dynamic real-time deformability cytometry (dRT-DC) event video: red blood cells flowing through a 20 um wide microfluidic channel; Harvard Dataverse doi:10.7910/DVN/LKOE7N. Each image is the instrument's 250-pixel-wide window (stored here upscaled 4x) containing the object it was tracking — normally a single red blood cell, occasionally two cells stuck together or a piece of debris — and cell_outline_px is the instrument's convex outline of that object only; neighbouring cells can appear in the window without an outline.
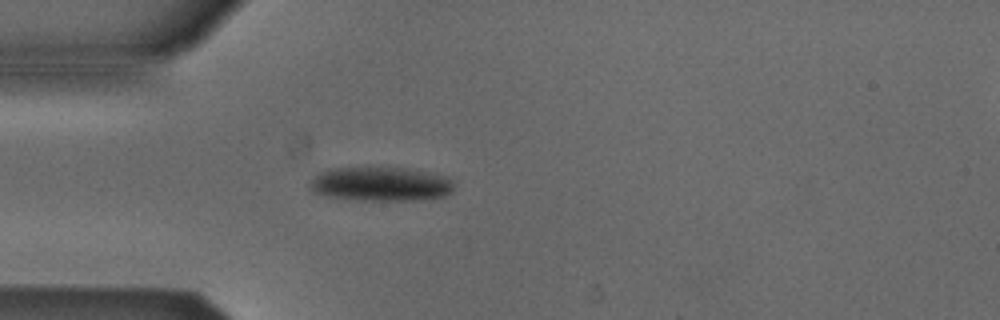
{"species": "Egyptian fruit bat (a non-hibernating species)", "species_latin": "Rousettus aegyptiacus", "temperature_condition": "cold", "stored_images_in_passage": 39, "camera_frame_rate_fps": 3000, "um_per_image_px": 0.085, "animal": {"sex": "male"}, "frame": {"image": 1, "passage_image": 1, "time_ms": 0.0, "image_size_px": [1000, 320], "cell_outline_px": [[452, 192], [444, 196], [424, 200], [356, 200], [324, 196], [312, 192], [308, 188], [308, 184], [312, 176], [328, 168], [408, 168], [448, 176], [452, 180]], "centroid_in_image_um": [32.31, 15.65], "position_along_channel_um": 52.7, "area_um2": 29.13}}
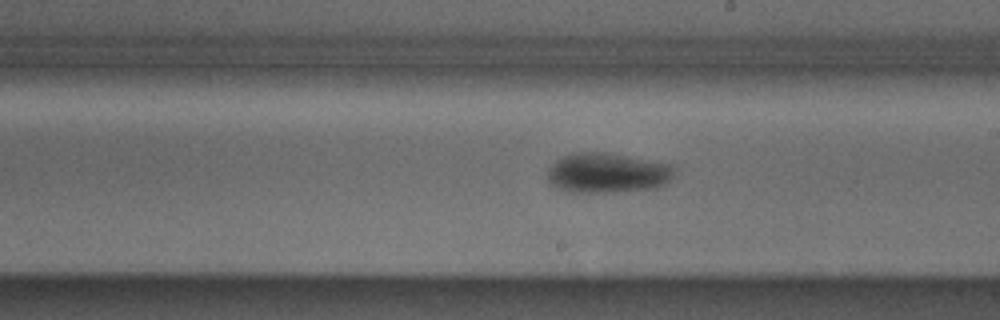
{"frame": {"image": 2, "passage_image": 16, "time_ms": 5.0, "image_size_px": [1000, 320], "cell_outline_px": [[676, 168], [672, 176], [664, 184], [656, 188], [616, 192], [564, 192], [548, 184], [548, 168], [556, 160], [572, 152], [604, 152], [672, 164]], "centroid_in_image_um": [51.59, 14.71], "position_along_channel_um": 237.4, "area_um2": 29.82}}
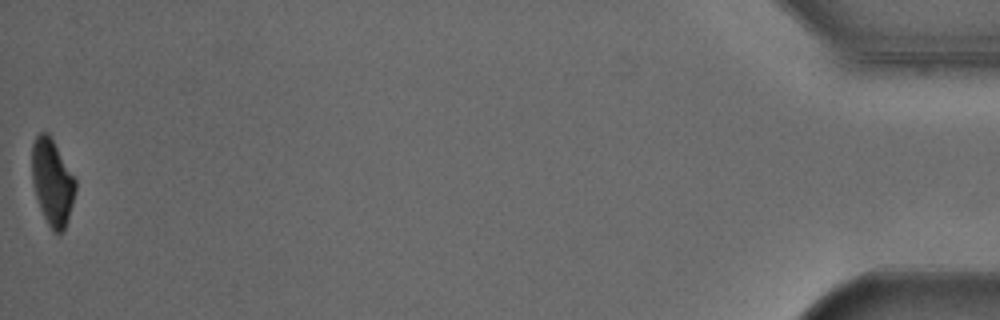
{"frame": {"image": 3, "passage_image": 39, "time_ms": 12.667, "image_size_px": [1000, 320], "cell_outline_px": [[76, 188], [72, 204], [64, 232], [60, 236], [52, 232], [40, 208], [36, 196], [32, 180], [32, 144], [36, 136], [40, 132], [48, 132], [76, 180]], "centroid_in_image_um": [4.44, 15.52], "position_along_channel_um": 430.8, "area_um2": 21.79}, "authors_computed_cell_mechanics": {"area_um2": 28.3798, "velocity_mm_per_s": 3.8608, "shape_relaxation_time_tau1_ms": 4.0368, "shape_relaxation_time_tau2_ms": null, "deformation_change_tau1": 0.1252, "deformation_change_tau2": null}}